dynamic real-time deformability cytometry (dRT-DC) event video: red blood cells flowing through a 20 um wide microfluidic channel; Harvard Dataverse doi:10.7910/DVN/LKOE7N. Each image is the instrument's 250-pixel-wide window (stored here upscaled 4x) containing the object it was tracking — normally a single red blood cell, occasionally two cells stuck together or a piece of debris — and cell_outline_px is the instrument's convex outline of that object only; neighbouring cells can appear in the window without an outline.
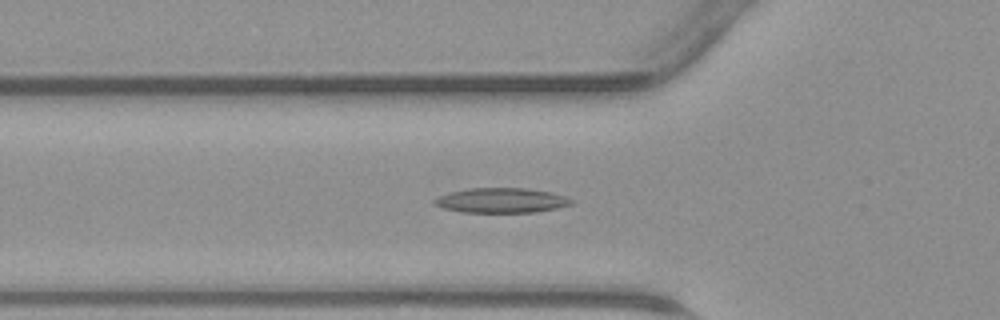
{"species": "common noctule bat (a hibernating species)", "species_latin": "Nyctalus noctula", "temperature_condition": "warm", "stored_images_in_passage": 40, "camera_frame_rate_fps": 3000, "um_per_image_px": 0.085, "animal": {"sex": "male", "body_mass_g": 23.1, "forearm_length_mm": 52.7}, "frame": {"image": 1, "passage_image": 10, "time_ms": 3.0, "image_size_px": [1000, 320], "cell_outline_px": [[572, 204], [560, 208], [536, 212], [460, 212], [444, 208], [432, 204], [432, 200], [440, 196], [452, 192], [468, 188], [524, 188], [552, 192], [564, 196], [572, 200]], "centroid_in_image_um": [42.62, 17.04], "position_along_channel_um": 83.2, "area_um2": 19.83}}
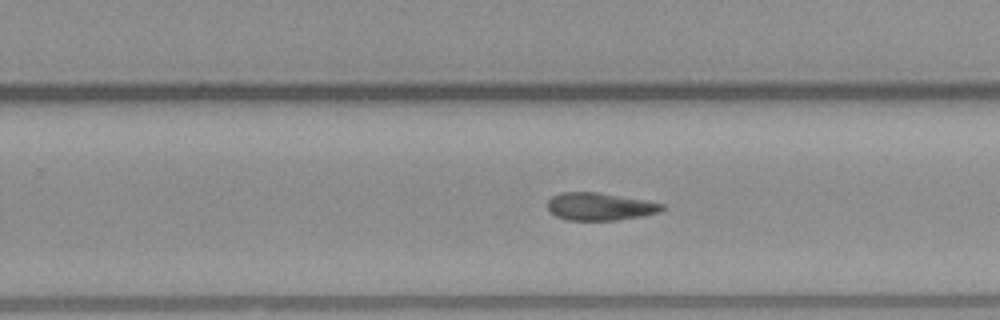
{"frame": {"image": 2, "passage_image": 23, "time_ms": 7.333, "image_size_px": [1000, 320], "cell_outline_px": [[668, 208], [660, 212], [640, 216], [616, 220], [568, 220], [556, 216], [548, 212], [548, 200], [552, 196], [560, 192], [596, 192], [644, 200], [664, 204]], "centroid_in_image_um": [50.98, 17.56], "position_along_channel_um": 278.8, "area_um2": 18.44}}
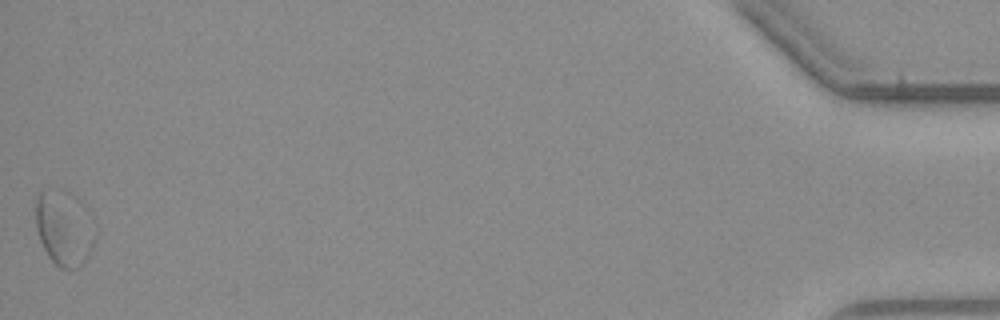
{"frame": {"image": 3, "passage_image": 40, "time_ms": 13.0, "image_size_px": [1000, 320], "cell_outline_px": [[92, 244], [88, 256], [84, 264], [80, 268], [60, 268], [48, 256], [40, 240], [36, 228], [36, 196], [40, 192], [44, 192], [92, 240]], "centroid_in_image_um": [5.16, 19.96], "position_along_channel_um": 430.0, "area_um2": 18.9}}